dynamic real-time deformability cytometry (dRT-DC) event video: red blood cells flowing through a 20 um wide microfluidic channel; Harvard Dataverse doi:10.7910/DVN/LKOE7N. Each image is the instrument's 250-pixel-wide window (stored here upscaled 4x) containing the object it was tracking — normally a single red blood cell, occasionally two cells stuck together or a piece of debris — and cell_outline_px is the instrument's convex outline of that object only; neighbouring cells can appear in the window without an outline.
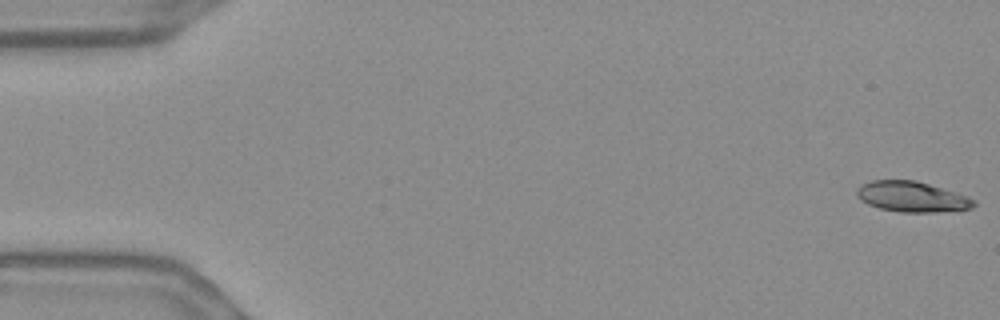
{"species": "Egyptian fruit bat (a non-hibernating species)", "species_latin": "Rousettus aegyptiacus", "temperature_condition": "warm", "stored_images_in_passage": 55, "camera_frame_rate_fps": 3000, "um_per_image_px": 0.085, "frame": {"image": 1, "passage_image": 1, "time_ms": 0.0, "image_size_px": [1000, 320], "cell_outline_px": [[976, 204], [972, 208], [936, 212], [900, 212], [880, 208], [868, 204], [860, 200], [856, 196], [856, 188], [860, 184], [872, 180], [916, 180], [968, 196], [976, 200]], "centroid_in_image_um": [77.48, 16.71], "position_along_channel_um": 7.5, "area_um2": 20.87}}
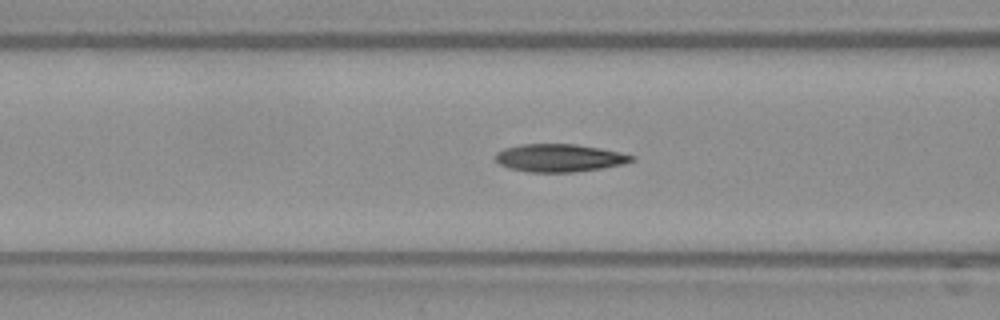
{"frame": {"image": 2, "passage_image": 22, "time_ms": 7.0, "image_size_px": [1000, 320], "cell_outline_px": [[636, 160], [624, 164], [576, 172], [528, 172], [508, 168], [500, 164], [496, 160], [496, 152], [504, 148], [520, 144], [576, 144], [600, 148], [620, 152], [636, 156]], "centroid_in_image_um": [47.57, 13.42], "position_along_channel_um": 119.0, "area_um2": 22.2}}
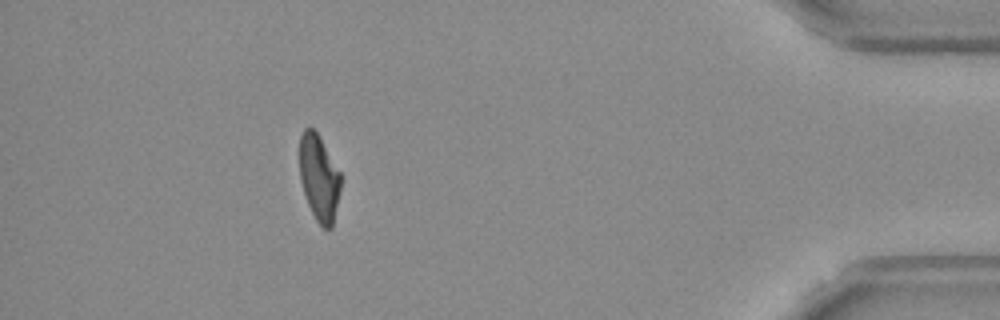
{"frame": {"image": 3, "passage_image": 50, "time_ms": 16.333, "image_size_px": [1000, 320], "cell_outline_px": [[340, 192], [332, 228], [324, 228], [316, 220], [308, 204], [300, 180], [300, 136], [304, 128], [312, 128], [316, 132], [340, 172]], "centroid_in_image_um": [27.12, 15.13], "position_along_channel_um": 408.1, "area_um2": 20.29}, "authors_computed_cell_mechanics": {"area_um2": 21.8484, "velocity_mm_per_s": 3.6764, "shape_relaxation_time_tau1_ms": null, "shape_relaxation_time_tau2_ms": 2.0171, "deformation_change_tau1": null, "deformation_change_tau2": 0.0832}}